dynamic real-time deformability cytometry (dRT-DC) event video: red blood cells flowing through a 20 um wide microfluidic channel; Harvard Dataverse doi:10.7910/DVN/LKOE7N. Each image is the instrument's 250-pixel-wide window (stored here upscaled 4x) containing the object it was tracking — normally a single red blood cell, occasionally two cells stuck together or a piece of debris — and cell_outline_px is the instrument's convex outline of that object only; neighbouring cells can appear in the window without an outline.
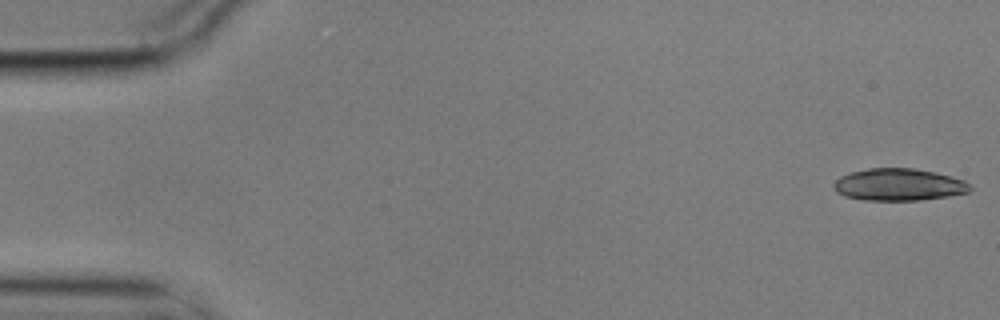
{"species": "common noctule bat (a hibernating species)", "species_latin": "Nyctalus noctula", "temperature_condition": "cold", "stored_images_in_passage": 5, "camera_frame_rate_fps": 3000, "um_per_image_px": 0.085, "animal": {"sex": "male", "body_mass_g": 17.9}, "frame": {"image": 1, "passage_image": 1, "time_ms": 0.0, "image_size_px": [1000, 320], "cell_outline_px": [[972, 188], [968, 192], [948, 196], [920, 200], [864, 200], [844, 196], [836, 192], [832, 188], [832, 184], [840, 176], [852, 172], [868, 168], [912, 168], [936, 172], [964, 180]], "centroid_in_image_um": [76.36, 15.69], "position_along_channel_um": 8.6, "area_um2": 25.55}}